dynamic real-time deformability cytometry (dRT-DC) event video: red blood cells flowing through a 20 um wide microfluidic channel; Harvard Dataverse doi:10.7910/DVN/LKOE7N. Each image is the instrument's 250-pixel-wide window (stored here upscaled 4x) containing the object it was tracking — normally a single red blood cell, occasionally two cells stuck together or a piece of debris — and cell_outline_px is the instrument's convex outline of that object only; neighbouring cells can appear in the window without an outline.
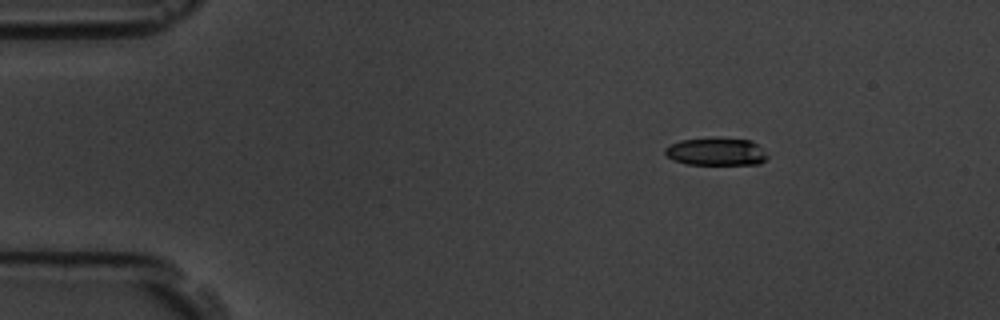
{"species": "common noctule bat (a hibernating species)", "species_latin": "Nyctalus noctula", "temperature_condition": "room temperature", "stored_images_in_passage": 3, "camera_frame_rate_fps": 3000, "um_per_image_px": 0.085, "animal": {"sex": "male", "body_mass_g": 19.5, "forearm_length_mm": 54.6}, "frame": {"image": 1, "passage_image": 1, "time_ms": 0.0, "image_size_px": [1000, 320], "cell_outline_px": [[768, 156], [760, 164], [688, 164], [672, 160], [664, 156], [664, 148], [668, 144], [680, 140], [716, 136], [752, 140]], "centroid_in_image_um": [60.8, 12.86], "position_along_channel_um": 24.2, "area_um2": 16.99}}